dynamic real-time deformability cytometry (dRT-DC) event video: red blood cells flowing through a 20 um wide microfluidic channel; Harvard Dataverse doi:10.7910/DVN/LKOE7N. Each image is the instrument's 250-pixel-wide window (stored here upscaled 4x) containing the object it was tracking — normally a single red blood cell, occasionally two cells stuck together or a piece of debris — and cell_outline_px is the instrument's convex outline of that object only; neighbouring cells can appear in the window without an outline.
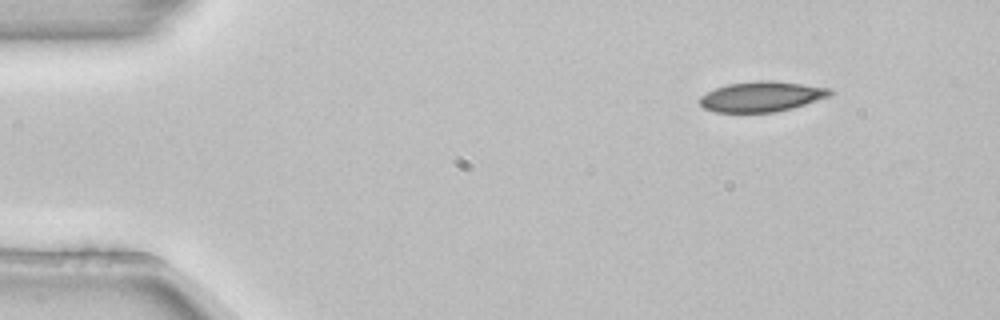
{"species": "common noctule bat (a hibernating species)", "species_latin": "Nyctalus noctula", "temperature_condition": "room temperature", "stored_images_in_passage": 3, "camera_frame_rate_fps": 3000, "um_per_image_px": 0.085, "animal": {"sex": "female", "body_mass_g": 22.7, "forearm_length_mm": 54.2}, "frame": {"image": 1, "passage_image": 1, "time_ms": 0.0, "image_size_px": [1000, 320], "cell_outline_px": [[832, 92], [828, 96], [792, 108], [776, 112], [716, 112], [704, 108], [696, 100], [700, 96], [716, 88], [728, 84], [756, 80], [772, 80], [832, 88]], "centroid_in_image_um": [64.7, 8.2], "position_along_channel_um": 20.3, "area_um2": 22.89}}